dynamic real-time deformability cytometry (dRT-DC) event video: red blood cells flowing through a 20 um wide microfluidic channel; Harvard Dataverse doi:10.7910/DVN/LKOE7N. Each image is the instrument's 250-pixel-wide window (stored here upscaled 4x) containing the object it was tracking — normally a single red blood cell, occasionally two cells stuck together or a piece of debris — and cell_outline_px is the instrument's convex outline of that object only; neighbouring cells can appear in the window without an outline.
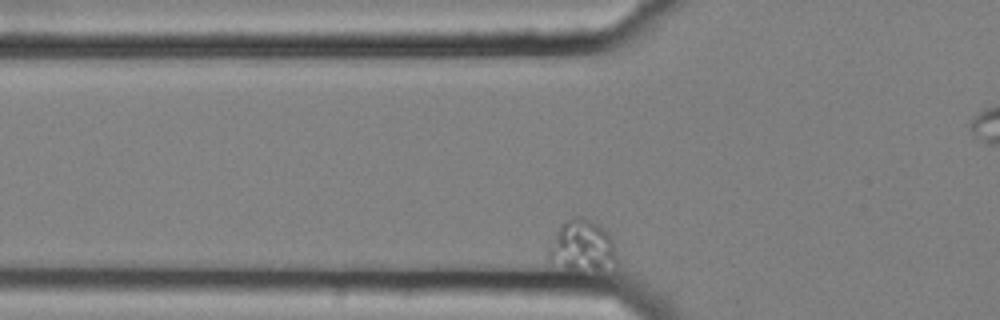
{"species": "common noctule bat (a hibernating species)", "species_latin": "Nyctalus noctula", "temperature_condition": "cold", "stored_images_in_passage": 56, "camera_frame_rate_fps": 3000, "um_per_image_px": 0.085, "animal": {"sex": "female", "body_mass_g": 25.1}, "frame": {"image": 1, "passage_image": 13, "time_ms": 4.0, "image_size_px": [1000, 320], "cell_outline_px": [[616, 260], [596, 272], [568, 268], [548, 260], [548, 248], [560, 224], [576, 216], [580, 216], [592, 220], [604, 228], [612, 240]], "centroid_in_image_um": [49.45, 20.88], "position_along_channel_um": 76.4, "area_um2": 20.0}}
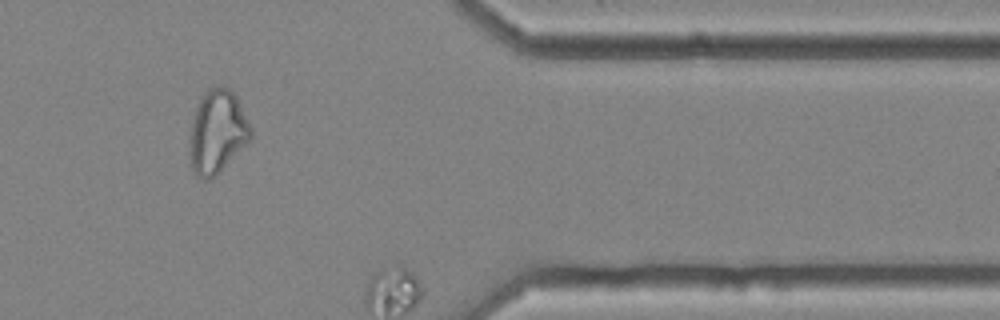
{"frame": {"image": 2, "passage_image": 47, "time_ms": 15.333, "image_size_px": [1000, 320], "cell_outline_px": [[252, 140], [220, 172], [208, 180], [204, 180], [196, 176], [192, 168], [192, 124], [196, 108], [200, 96], [208, 88], [220, 84], [224, 84], [236, 96], [252, 128]], "centroid_in_image_um": [18.53, 11.18], "position_along_channel_um": 392.9, "area_um2": 29.54}}